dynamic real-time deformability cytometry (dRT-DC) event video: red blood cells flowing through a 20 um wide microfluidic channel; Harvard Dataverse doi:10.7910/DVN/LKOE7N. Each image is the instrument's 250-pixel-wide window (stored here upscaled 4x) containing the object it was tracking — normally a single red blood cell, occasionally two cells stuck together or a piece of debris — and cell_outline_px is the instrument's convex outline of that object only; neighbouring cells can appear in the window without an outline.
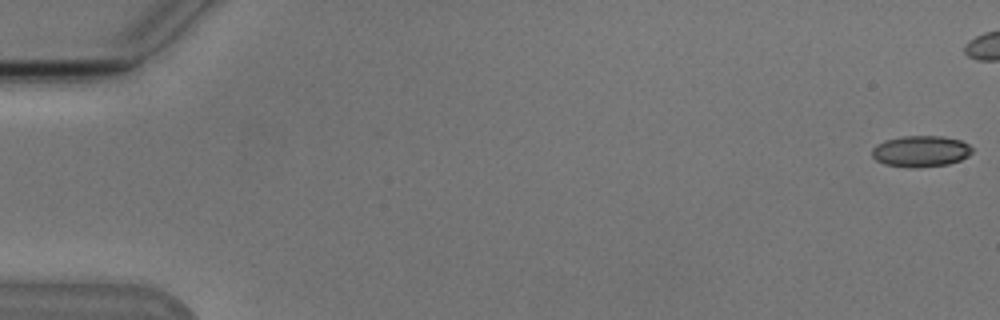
{"species": "Egyptian fruit bat (a non-hibernating species)", "species_latin": "Rousettus aegyptiacus", "temperature_condition": "cold", "stored_images_in_passage": 8, "camera_frame_rate_fps": 3000, "um_per_image_px": 0.085, "animal": {"sex": "male"}, "frame": {"image": 1, "passage_image": 1, "time_ms": 0.0, "image_size_px": [1000, 320], "cell_outline_px": [[972, 152], [968, 156], [960, 160], [948, 164], [920, 168], [908, 168], [884, 164], [876, 160], [872, 156], [872, 148], [876, 144], [884, 140], [900, 136], [944, 136], [960, 140], [968, 144], [972, 148]], "centroid_in_image_um": [78.24, 12.86], "position_along_channel_um": 6.8, "area_um2": 18.5}}